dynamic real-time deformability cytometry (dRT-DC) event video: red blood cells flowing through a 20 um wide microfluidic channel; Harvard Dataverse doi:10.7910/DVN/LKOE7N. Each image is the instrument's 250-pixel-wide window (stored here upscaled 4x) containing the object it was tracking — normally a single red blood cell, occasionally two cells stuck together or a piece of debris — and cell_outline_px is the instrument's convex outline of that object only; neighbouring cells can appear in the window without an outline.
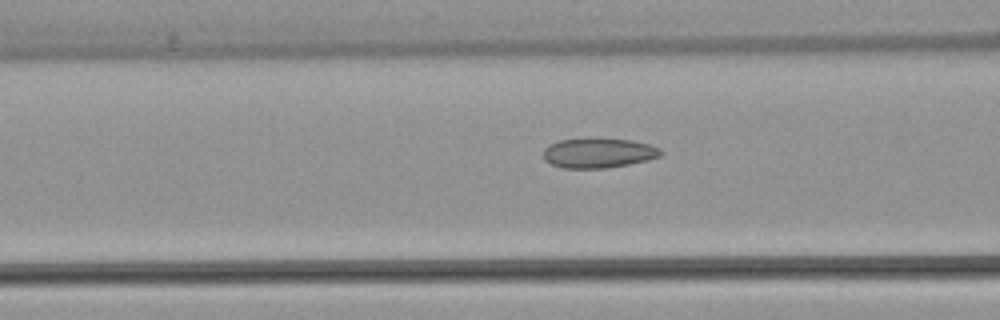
{"species": "common noctule bat (a hibernating species)", "species_latin": "Nyctalus noctula", "temperature_condition": "warm", "stored_images_in_passage": 30, "camera_frame_rate_fps": 3000, "um_per_image_px": 0.085, "animal": {"sex": "female", "body_mass_g": 22.7, "forearm_length_mm": 54.2}, "frame": {"image": 1, "passage_image": 9, "time_ms": 2.667, "image_size_px": [1000, 320], "cell_outline_px": [[664, 152], [660, 156], [648, 160], [608, 168], [560, 168], [544, 160], [544, 148], [548, 144], [560, 140], [584, 136], [600, 136], [632, 140], [648, 144], [660, 148]], "centroid_in_image_um": [50.85, 12.96], "position_along_channel_um": 115.7, "area_um2": 21.27}}
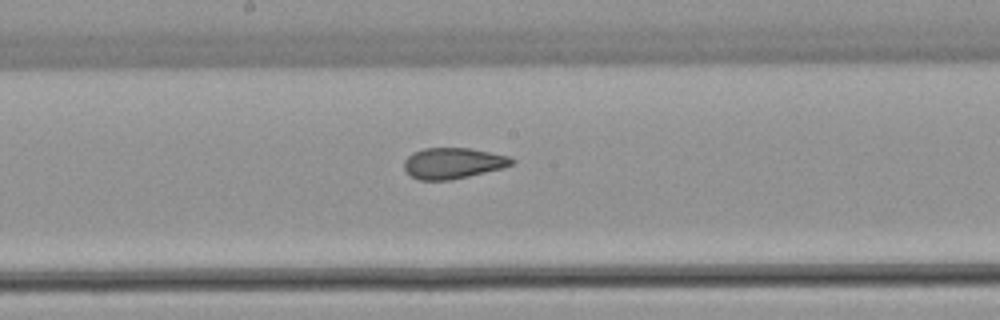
{"frame": {"image": 2, "passage_image": 16, "time_ms": 5.0, "image_size_px": [1000, 320], "cell_outline_px": [[516, 160], [512, 164], [504, 168], [468, 176], [448, 180], [420, 180], [412, 176], [404, 168], [404, 160], [412, 152], [424, 148], [468, 148], [512, 156]], "centroid_in_image_um": [38.53, 13.86], "position_along_channel_um": 209.7, "area_um2": 19.42}}
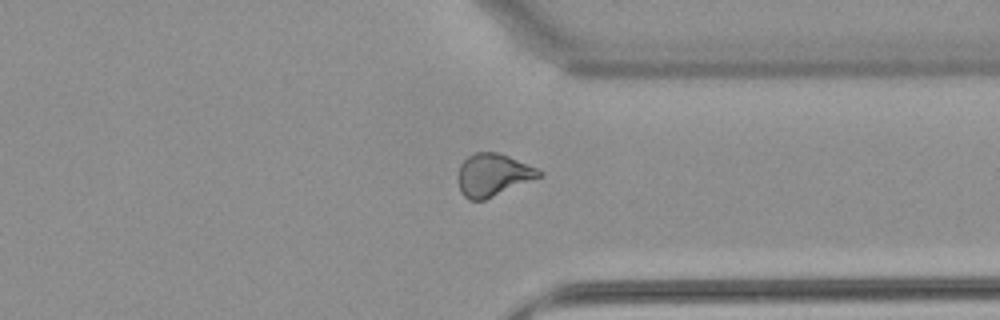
{"frame": {"image": 3, "passage_image": 28, "time_ms": 9.0, "image_size_px": [1000, 320], "cell_outline_px": [[544, 176], [484, 200], [468, 200], [460, 192], [460, 164], [468, 156], [476, 152], [496, 152], [508, 156], [540, 168], [544, 172]], "centroid_in_image_um": [41.98, 14.87], "position_along_channel_um": 369.4, "area_um2": 20.11}}